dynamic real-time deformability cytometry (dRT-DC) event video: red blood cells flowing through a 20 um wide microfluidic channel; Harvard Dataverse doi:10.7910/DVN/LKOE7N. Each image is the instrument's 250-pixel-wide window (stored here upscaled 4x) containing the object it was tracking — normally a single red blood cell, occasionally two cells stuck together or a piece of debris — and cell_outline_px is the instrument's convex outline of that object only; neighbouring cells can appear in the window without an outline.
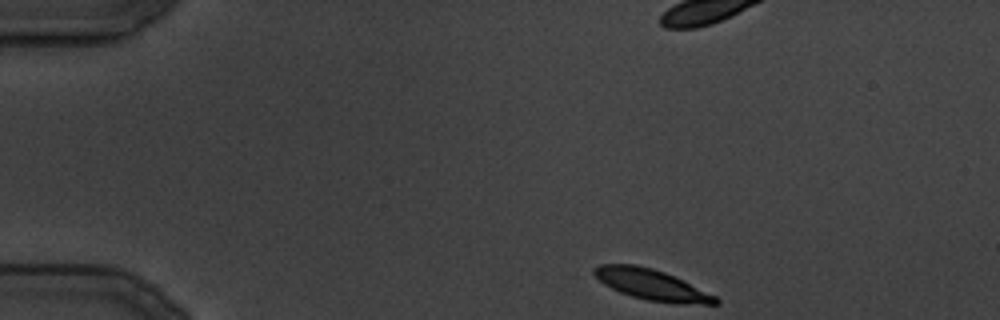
{"species": "common noctule bat (a hibernating species)", "species_latin": "Nyctalus noctula", "temperature_condition": "cold", "stored_images_in_passage": 8, "camera_frame_rate_fps": 3000, "um_per_image_px": 0.085, "animal": {"sex": "male", "body_mass_g": 19.5, "forearm_length_mm": 54.6}, "frame": {"image": 1, "passage_image": 1, "time_ms": 0.0, "image_size_px": [1000, 320], "cell_outline_px": [[720, 304], [704, 304], [648, 300], [632, 296], [620, 292], [604, 284], [592, 272], [592, 268], [600, 264], [636, 264], [652, 268], [664, 272], [716, 296], [720, 300]], "centroid_in_image_um": [55.34, 24.17], "position_along_channel_um": 29.7, "area_um2": 21.15}}